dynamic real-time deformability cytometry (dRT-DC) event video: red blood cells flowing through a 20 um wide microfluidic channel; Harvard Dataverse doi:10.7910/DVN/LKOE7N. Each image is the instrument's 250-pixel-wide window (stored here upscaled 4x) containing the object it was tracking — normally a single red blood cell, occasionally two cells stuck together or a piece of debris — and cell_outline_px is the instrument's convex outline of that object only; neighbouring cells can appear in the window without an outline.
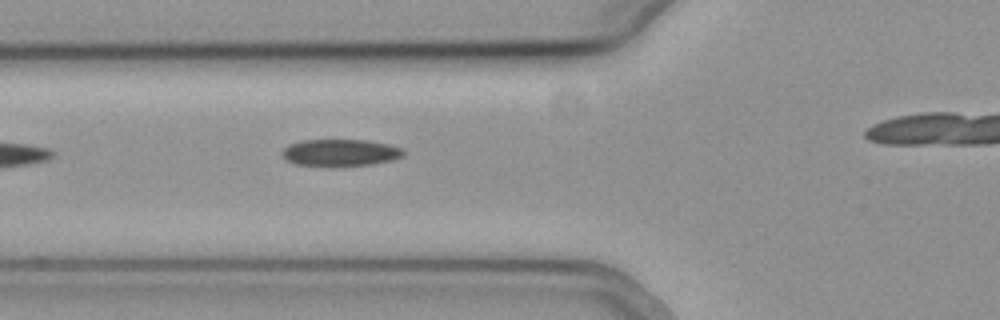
{"species": "common noctule bat (a hibernating species)", "species_latin": "Nyctalus noctula", "temperature_condition": "cold", "stored_images_in_passage": 17, "camera_frame_rate_fps": 3000, "um_per_image_px": 0.085, "animal": {"sex": "female", "body_mass_g": 19.3, "forearm_length_mm": 54.1}, "frame": {"image": 1, "passage_image": 3, "time_ms": 0.667, "image_size_px": [1000, 320], "cell_outline_px": [[404, 156], [392, 160], [372, 164], [332, 168], [328, 168], [296, 164], [284, 160], [280, 152], [288, 144], [300, 140], [364, 140], [388, 144], [404, 148]], "centroid_in_image_um": [28.88, 13.0], "position_along_channel_um": 96.9, "area_um2": 19.77}}
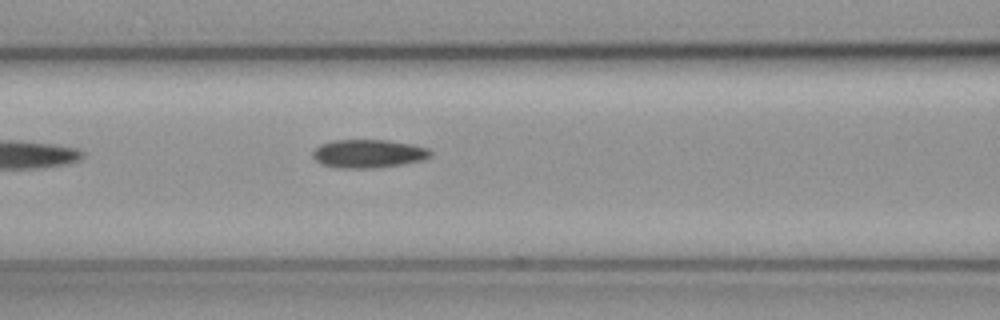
{"frame": {"image": 2, "passage_image": 6, "time_ms": 1.667, "image_size_px": [1000, 320], "cell_outline_px": [[432, 156], [424, 160], [380, 168], [336, 168], [320, 164], [312, 156], [312, 152], [320, 144], [332, 140], [388, 140], [412, 144], [428, 148], [432, 152]], "centroid_in_image_um": [31.32, 13.07], "position_along_channel_um": 135.3, "area_um2": 19.77}}